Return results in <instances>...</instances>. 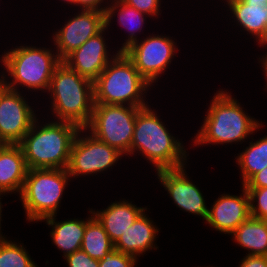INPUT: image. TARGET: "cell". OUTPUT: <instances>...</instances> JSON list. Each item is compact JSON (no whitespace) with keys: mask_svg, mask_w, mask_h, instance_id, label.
Here are the masks:
<instances>
[{"mask_svg":"<svg viewBox=\"0 0 267 267\" xmlns=\"http://www.w3.org/2000/svg\"><path fill=\"white\" fill-rule=\"evenodd\" d=\"M80 127L65 121L40 125L38 119L18 143L28 169H67L73 142Z\"/></svg>","mask_w":267,"mask_h":267,"instance_id":"1","label":"cell"},{"mask_svg":"<svg viewBox=\"0 0 267 267\" xmlns=\"http://www.w3.org/2000/svg\"><path fill=\"white\" fill-rule=\"evenodd\" d=\"M154 111L148 105L137 112L130 155L142 153L156 171L186 166L188 155L184 145L169 133Z\"/></svg>","mask_w":267,"mask_h":267,"instance_id":"2","label":"cell"},{"mask_svg":"<svg viewBox=\"0 0 267 267\" xmlns=\"http://www.w3.org/2000/svg\"><path fill=\"white\" fill-rule=\"evenodd\" d=\"M231 92L219 90L211 100L204 122L194 137L195 145L244 142L263 125L248 116Z\"/></svg>","mask_w":267,"mask_h":267,"instance_id":"3","label":"cell"},{"mask_svg":"<svg viewBox=\"0 0 267 267\" xmlns=\"http://www.w3.org/2000/svg\"><path fill=\"white\" fill-rule=\"evenodd\" d=\"M51 110L58 121L73 123L85 128L90 122L94 107L93 82L75 72L64 62L54 69L48 94Z\"/></svg>","mask_w":267,"mask_h":267,"instance_id":"4","label":"cell"},{"mask_svg":"<svg viewBox=\"0 0 267 267\" xmlns=\"http://www.w3.org/2000/svg\"><path fill=\"white\" fill-rule=\"evenodd\" d=\"M152 87L124 52H119L93 81L94 104L146 107L144 93Z\"/></svg>","mask_w":267,"mask_h":267,"instance_id":"5","label":"cell"},{"mask_svg":"<svg viewBox=\"0 0 267 267\" xmlns=\"http://www.w3.org/2000/svg\"><path fill=\"white\" fill-rule=\"evenodd\" d=\"M51 49L36 46H19L4 52L1 57L3 67L12 81H6L5 74L0 75L7 88L17 90L26 87L27 90L48 91L50 81L56 66L61 62L57 53ZM18 87H17V86ZM20 85V86H19ZM47 90V91H46Z\"/></svg>","mask_w":267,"mask_h":267,"instance_id":"6","label":"cell"},{"mask_svg":"<svg viewBox=\"0 0 267 267\" xmlns=\"http://www.w3.org/2000/svg\"><path fill=\"white\" fill-rule=\"evenodd\" d=\"M70 175L67 169H28L20 200L30 222L57 214Z\"/></svg>","mask_w":267,"mask_h":267,"instance_id":"7","label":"cell"},{"mask_svg":"<svg viewBox=\"0 0 267 267\" xmlns=\"http://www.w3.org/2000/svg\"><path fill=\"white\" fill-rule=\"evenodd\" d=\"M140 107L117 104H94L93 113L84 133L130 155L135 119ZM88 130V131H87Z\"/></svg>","mask_w":267,"mask_h":267,"instance_id":"8","label":"cell"},{"mask_svg":"<svg viewBox=\"0 0 267 267\" xmlns=\"http://www.w3.org/2000/svg\"><path fill=\"white\" fill-rule=\"evenodd\" d=\"M83 131L84 128H81L78 132L70 151L67 171L72 178L103 173L123 156L116 148L102 142L91 133L83 136Z\"/></svg>","mask_w":267,"mask_h":267,"instance_id":"9","label":"cell"},{"mask_svg":"<svg viewBox=\"0 0 267 267\" xmlns=\"http://www.w3.org/2000/svg\"><path fill=\"white\" fill-rule=\"evenodd\" d=\"M169 36L150 35L136 41L123 52L133 62L141 76L151 85L169 68L177 47ZM175 52V53H174Z\"/></svg>","mask_w":267,"mask_h":267,"instance_id":"10","label":"cell"},{"mask_svg":"<svg viewBox=\"0 0 267 267\" xmlns=\"http://www.w3.org/2000/svg\"><path fill=\"white\" fill-rule=\"evenodd\" d=\"M35 114L22 92L7 88L0 78V142L18 144L36 120Z\"/></svg>","mask_w":267,"mask_h":267,"instance_id":"11","label":"cell"},{"mask_svg":"<svg viewBox=\"0 0 267 267\" xmlns=\"http://www.w3.org/2000/svg\"><path fill=\"white\" fill-rule=\"evenodd\" d=\"M104 27L105 12L81 9L77 15L69 18L60 29L53 33L57 56L62 61Z\"/></svg>","mask_w":267,"mask_h":267,"instance_id":"12","label":"cell"},{"mask_svg":"<svg viewBox=\"0 0 267 267\" xmlns=\"http://www.w3.org/2000/svg\"><path fill=\"white\" fill-rule=\"evenodd\" d=\"M185 168L182 166L159 170L156 173L157 178L176 206L190 214L198 215L206 221L208 208L205 205L204 196L200 189L190 181Z\"/></svg>","mask_w":267,"mask_h":267,"instance_id":"13","label":"cell"},{"mask_svg":"<svg viewBox=\"0 0 267 267\" xmlns=\"http://www.w3.org/2000/svg\"><path fill=\"white\" fill-rule=\"evenodd\" d=\"M108 28L105 26L98 34L89 38L78 49L68 54L62 62L73 69L79 75L92 82L106 68L108 63L119 53L110 54L105 43L104 33ZM109 56H111L109 58Z\"/></svg>","mask_w":267,"mask_h":267,"instance_id":"14","label":"cell"},{"mask_svg":"<svg viewBox=\"0 0 267 267\" xmlns=\"http://www.w3.org/2000/svg\"><path fill=\"white\" fill-rule=\"evenodd\" d=\"M240 196L222 194L208 209L206 222L216 231L232 234L250 215L247 190L242 186Z\"/></svg>","mask_w":267,"mask_h":267,"instance_id":"15","label":"cell"},{"mask_svg":"<svg viewBox=\"0 0 267 267\" xmlns=\"http://www.w3.org/2000/svg\"><path fill=\"white\" fill-rule=\"evenodd\" d=\"M28 167L18 144L0 145V193H21Z\"/></svg>","mask_w":267,"mask_h":267,"instance_id":"16","label":"cell"},{"mask_svg":"<svg viewBox=\"0 0 267 267\" xmlns=\"http://www.w3.org/2000/svg\"><path fill=\"white\" fill-rule=\"evenodd\" d=\"M159 229L145 214V211L129 226L125 233L114 243L119 252L138 256L146 251L158 249L155 243ZM156 246V247H155Z\"/></svg>","mask_w":267,"mask_h":267,"instance_id":"17","label":"cell"},{"mask_svg":"<svg viewBox=\"0 0 267 267\" xmlns=\"http://www.w3.org/2000/svg\"><path fill=\"white\" fill-rule=\"evenodd\" d=\"M110 204L100 211L95 212L92 209V213L102 224L110 240L115 243L147 208L137 207L127 200Z\"/></svg>","mask_w":267,"mask_h":267,"instance_id":"18","label":"cell"},{"mask_svg":"<svg viewBox=\"0 0 267 267\" xmlns=\"http://www.w3.org/2000/svg\"><path fill=\"white\" fill-rule=\"evenodd\" d=\"M234 20L263 47V34L267 21V4L244 3L242 0H226Z\"/></svg>","mask_w":267,"mask_h":267,"instance_id":"19","label":"cell"},{"mask_svg":"<svg viewBox=\"0 0 267 267\" xmlns=\"http://www.w3.org/2000/svg\"><path fill=\"white\" fill-rule=\"evenodd\" d=\"M56 215L45 218L46 224L52 226L50 235L52 242L58 249L63 251V257L72 254L81 249L84 232L86 229V221L79 219H68L64 221H56Z\"/></svg>","mask_w":267,"mask_h":267,"instance_id":"20","label":"cell"},{"mask_svg":"<svg viewBox=\"0 0 267 267\" xmlns=\"http://www.w3.org/2000/svg\"><path fill=\"white\" fill-rule=\"evenodd\" d=\"M231 235L247 255L267 256V220L250 216Z\"/></svg>","mask_w":267,"mask_h":267,"instance_id":"21","label":"cell"},{"mask_svg":"<svg viewBox=\"0 0 267 267\" xmlns=\"http://www.w3.org/2000/svg\"><path fill=\"white\" fill-rule=\"evenodd\" d=\"M111 4V5H110ZM108 4L105 11V26L108 28L111 24V20L115 15V12H119L117 15L118 23L128 29V38L125 40V43L118 50L119 52H123L130 45L138 41L136 34L137 32H141L142 25L145 24L146 14L139 12L134 7H131L125 4L122 0H112L111 3ZM119 10V11H117Z\"/></svg>","mask_w":267,"mask_h":267,"instance_id":"22","label":"cell"},{"mask_svg":"<svg viewBox=\"0 0 267 267\" xmlns=\"http://www.w3.org/2000/svg\"><path fill=\"white\" fill-rule=\"evenodd\" d=\"M89 213L92 215L86 219L81 249L91 258L99 261L114 249V243L110 240L102 224L93 215L92 209Z\"/></svg>","mask_w":267,"mask_h":267,"instance_id":"23","label":"cell"},{"mask_svg":"<svg viewBox=\"0 0 267 267\" xmlns=\"http://www.w3.org/2000/svg\"><path fill=\"white\" fill-rule=\"evenodd\" d=\"M249 143V146L236 157L241 170L242 185L267 167V136Z\"/></svg>","mask_w":267,"mask_h":267,"instance_id":"24","label":"cell"},{"mask_svg":"<svg viewBox=\"0 0 267 267\" xmlns=\"http://www.w3.org/2000/svg\"><path fill=\"white\" fill-rule=\"evenodd\" d=\"M23 246L8 239L0 241V267H38Z\"/></svg>","mask_w":267,"mask_h":267,"instance_id":"25","label":"cell"},{"mask_svg":"<svg viewBox=\"0 0 267 267\" xmlns=\"http://www.w3.org/2000/svg\"><path fill=\"white\" fill-rule=\"evenodd\" d=\"M246 190L249 196L251 217L267 220V187L246 188Z\"/></svg>","mask_w":267,"mask_h":267,"instance_id":"26","label":"cell"},{"mask_svg":"<svg viewBox=\"0 0 267 267\" xmlns=\"http://www.w3.org/2000/svg\"><path fill=\"white\" fill-rule=\"evenodd\" d=\"M138 258L113 249L99 260V267H135Z\"/></svg>","mask_w":267,"mask_h":267,"instance_id":"27","label":"cell"},{"mask_svg":"<svg viewBox=\"0 0 267 267\" xmlns=\"http://www.w3.org/2000/svg\"><path fill=\"white\" fill-rule=\"evenodd\" d=\"M125 4L134 7L149 17H156L160 13L161 0H122Z\"/></svg>","mask_w":267,"mask_h":267,"instance_id":"28","label":"cell"},{"mask_svg":"<svg viewBox=\"0 0 267 267\" xmlns=\"http://www.w3.org/2000/svg\"><path fill=\"white\" fill-rule=\"evenodd\" d=\"M68 267H99V261L91 258L82 249L65 257Z\"/></svg>","mask_w":267,"mask_h":267,"instance_id":"29","label":"cell"},{"mask_svg":"<svg viewBox=\"0 0 267 267\" xmlns=\"http://www.w3.org/2000/svg\"><path fill=\"white\" fill-rule=\"evenodd\" d=\"M243 186L245 188L267 187V167L254 174Z\"/></svg>","mask_w":267,"mask_h":267,"instance_id":"30","label":"cell"},{"mask_svg":"<svg viewBox=\"0 0 267 267\" xmlns=\"http://www.w3.org/2000/svg\"><path fill=\"white\" fill-rule=\"evenodd\" d=\"M239 267H267V256L246 254Z\"/></svg>","mask_w":267,"mask_h":267,"instance_id":"31","label":"cell"},{"mask_svg":"<svg viewBox=\"0 0 267 267\" xmlns=\"http://www.w3.org/2000/svg\"><path fill=\"white\" fill-rule=\"evenodd\" d=\"M103 3H109L105 2L104 0H76V6H79L80 9H84V10H98V11H102L105 12L106 8H107V4L104 7ZM102 6V7H100Z\"/></svg>","mask_w":267,"mask_h":267,"instance_id":"32","label":"cell"},{"mask_svg":"<svg viewBox=\"0 0 267 267\" xmlns=\"http://www.w3.org/2000/svg\"><path fill=\"white\" fill-rule=\"evenodd\" d=\"M259 60H260V62H261V64H262V69H263V72L265 73L264 74V76H266V78L265 79H267V54H265V56L263 55L262 57H261V59L259 58ZM266 82H267V80H266ZM267 85V84H266Z\"/></svg>","mask_w":267,"mask_h":267,"instance_id":"33","label":"cell"},{"mask_svg":"<svg viewBox=\"0 0 267 267\" xmlns=\"http://www.w3.org/2000/svg\"><path fill=\"white\" fill-rule=\"evenodd\" d=\"M1 195H3L2 193H0V197ZM2 203H1V198H0V241L6 240V237L2 236L3 234H1V220H2Z\"/></svg>","mask_w":267,"mask_h":267,"instance_id":"34","label":"cell"},{"mask_svg":"<svg viewBox=\"0 0 267 267\" xmlns=\"http://www.w3.org/2000/svg\"><path fill=\"white\" fill-rule=\"evenodd\" d=\"M244 3H256V4H262V3H266L267 4V0H242Z\"/></svg>","mask_w":267,"mask_h":267,"instance_id":"35","label":"cell"},{"mask_svg":"<svg viewBox=\"0 0 267 267\" xmlns=\"http://www.w3.org/2000/svg\"><path fill=\"white\" fill-rule=\"evenodd\" d=\"M263 45H264V47L267 45V21H266V25H265V31L263 34Z\"/></svg>","mask_w":267,"mask_h":267,"instance_id":"36","label":"cell"},{"mask_svg":"<svg viewBox=\"0 0 267 267\" xmlns=\"http://www.w3.org/2000/svg\"><path fill=\"white\" fill-rule=\"evenodd\" d=\"M64 1L65 3L67 2L68 4H73V5H76V0H62Z\"/></svg>","mask_w":267,"mask_h":267,"instance_id":"37","label":"cell"}]
</instances>
